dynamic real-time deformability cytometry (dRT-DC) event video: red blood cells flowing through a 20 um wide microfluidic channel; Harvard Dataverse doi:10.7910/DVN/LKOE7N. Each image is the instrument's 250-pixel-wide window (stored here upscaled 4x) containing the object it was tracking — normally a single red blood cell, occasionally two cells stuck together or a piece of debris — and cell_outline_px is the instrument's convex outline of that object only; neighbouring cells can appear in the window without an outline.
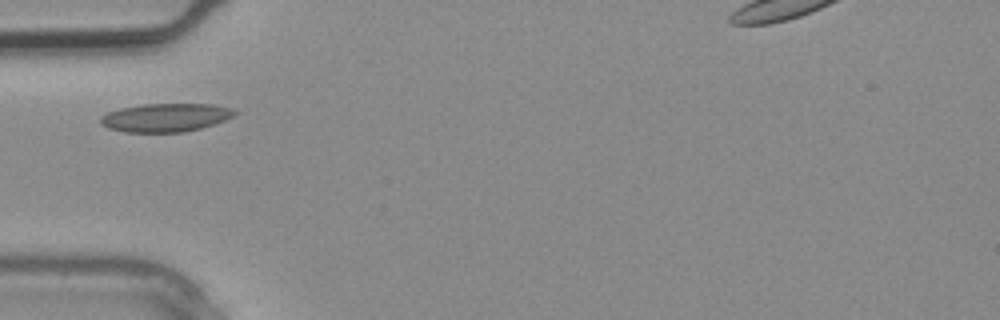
{"species": "common noctule bat (a hibernating species)", "species_latin": "Nyctalus noctula", "temperature_condition": "warm", "stored_images_in_passage": 2, "camera_frame_rate_fps": 3000, "um_per_image_px": 0.085, "animal": {"sex": "male", "body_mass_g": 20.4}, "frame": {"image": 1, "passage_image": 2, "time_ms": 0.333, "image_size_px": [1000, 320], "cell_outline_px": [[240, 112], [216, 124], [184, 132], [124, 132], [108, 128], [100, 124], [100, 116], [108, 112], [120, 108], [144, 104], [212, 104], [232, 108]], "centroid_in_image_um": [14.08, 9.99], "position_along_channel_um": 70.9, "area_um2": 22.31}}